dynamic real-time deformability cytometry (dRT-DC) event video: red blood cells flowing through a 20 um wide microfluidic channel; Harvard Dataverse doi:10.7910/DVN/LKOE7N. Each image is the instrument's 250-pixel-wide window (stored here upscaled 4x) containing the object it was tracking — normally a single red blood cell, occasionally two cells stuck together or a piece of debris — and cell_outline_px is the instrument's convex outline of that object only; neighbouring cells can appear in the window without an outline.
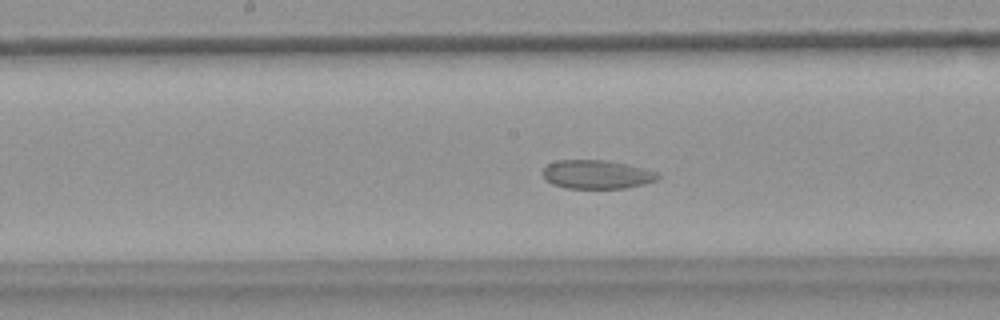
{"species": "common noctule bat (a hibernating species)", "species_latin": "Nyctalus noctula", "temperature_condition": "warm", "stored_images_in_passage": 55, "camera_frame_rate_fps": 3000, "um_per_image_px": 0.085, "animal": {"sex": "female", "body_mass_g": 18.4}, "frame": {"image": 1, "passage_image": 28, "time_ms": 9.0, "image_size_px": [1000, 320], "cell_outline_px": [[660, 176], [656, 180], [644, 184], [624, 188], [564, 188], [552, 184], [544, 180], [540, 172], [548, 164], [556, 160], [604, 160], [624, 164], [660, 172]], "centroid_in_image_um": [50.67, 14.83], "position_along_channel_um": 197.5, "area_um2": 19.36}}
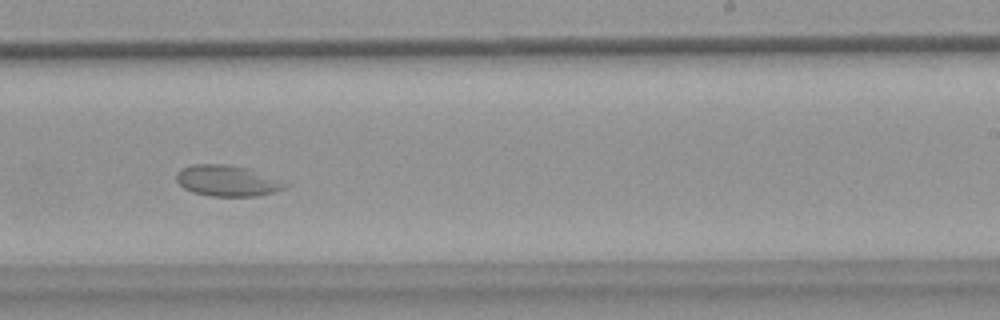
{"frame": {"image": 2, "passage_image": 34, "time_ms": 11.0, "image_size_px": [1000, 320], "cell_outline_px": [[292, 184], [276, 192], [260, 196], [212, 196], [192, 192], [184, 188], [176, 180], [176, 172], [180, 168], [192, 164], [224, 164], [244, 168]], "centroid_in_image_um": [19.29, 15.38], "position_along_channel_um": 269.7, "area_um2": 19.54}}
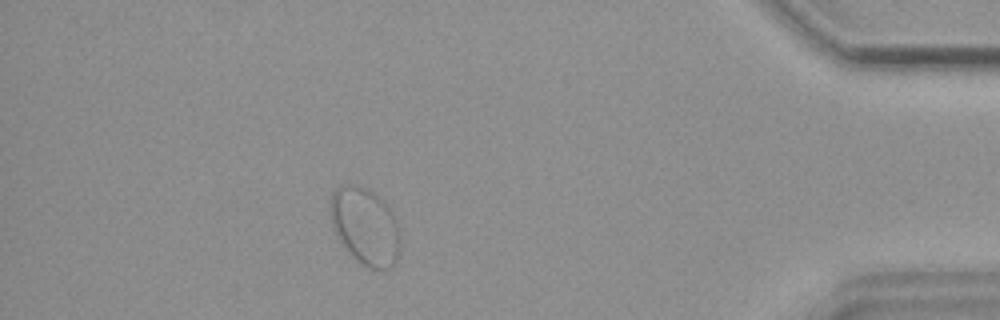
{"frame": {"image": 3, "passage_image": 49, "time_ms": 16.0, "image_size_px": [1000, 320], "cell_outline_px": [[400, 248], [396, 260], [388, 268], [368, 268], [352, 256], [332, 228], [328, 204], [328, 200], [332, 192], [340, 184], [348, 184], [368, 188], [380, 196], [392, 212], [400, 228]], "centroid_in_image_um": [31.02, 19.17], "position_along_channel_um": 404.2, "area_um2": 31.73}}